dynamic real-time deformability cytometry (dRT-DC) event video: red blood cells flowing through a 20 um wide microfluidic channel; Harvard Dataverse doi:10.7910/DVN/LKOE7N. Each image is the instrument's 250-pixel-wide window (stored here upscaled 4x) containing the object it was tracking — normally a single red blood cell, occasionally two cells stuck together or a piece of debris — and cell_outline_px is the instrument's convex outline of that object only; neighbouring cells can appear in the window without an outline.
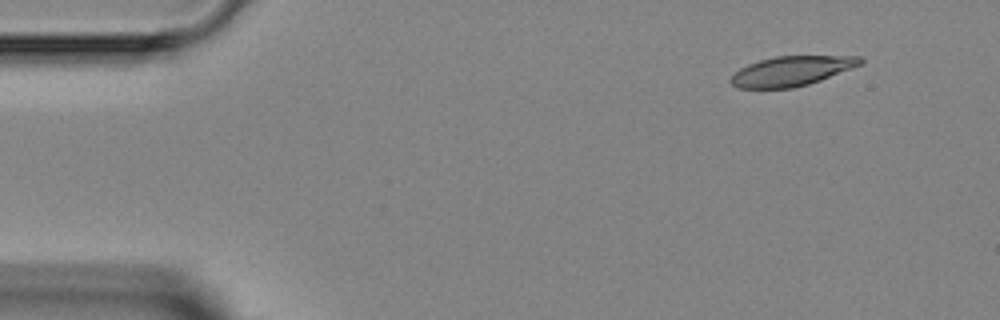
{"species": "Egyptian fruit bat (a non-hibernating species)", "species_latin": "Rousettus aegyptiacus", "temperature_condition": "room temperature", "stored_images_in_passage": 5, "segment_of_instrument_passage": [2, 2], "camera_frame_rate_fps": 3000, "um_per_image_px": 0.085, "animal": {"sex": "female"}, "frame": {"image": 1, "passage_image": 5, "time_ms": 4.667, "image_size_px": [1000, 320], "cell_outline_px": [[864, 64], [820, 80], [808, 84], [792, 88], [736, 88], [728, 80], [740, 68], [748, 64], [760, 60], [776, 56], [860, 56], [864, 60]], "centroid_in_image_um": [67.3, 6.03], "position_along_channel_um": 17.7, "area_um2": 22.43}}